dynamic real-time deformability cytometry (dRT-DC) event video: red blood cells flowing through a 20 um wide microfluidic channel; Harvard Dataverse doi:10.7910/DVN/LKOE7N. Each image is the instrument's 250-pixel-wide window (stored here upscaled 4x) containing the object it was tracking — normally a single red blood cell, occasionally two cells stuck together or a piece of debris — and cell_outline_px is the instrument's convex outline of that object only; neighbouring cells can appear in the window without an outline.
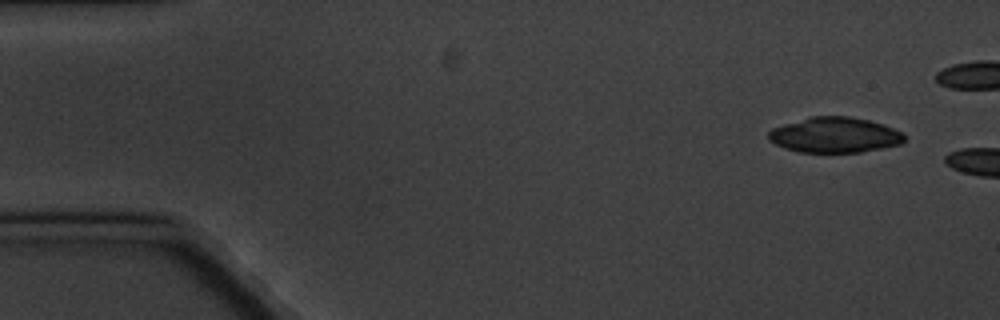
{"species": "common noctule bat (a hibernating species)", "species_latin": "Nyctalus noctula", "temperature_condition": "cold", "stored_images_in_passage": 2, "camera_frame_rate_fps": 3000, "um_per_image_px": 0.085, "animal": {"sex": "male", "body_mass_g": 20.1, "forearm_length_mm": 53.5}, "frame": {"image": 1, "passage_image": 1, "time_ms": 0.0, "image_size_px": [1000, 320], "cell_outline_px": [[904, 140], [900, 144], [860, 152], [800, 152], [784, 148], [768, 140], [768, 132], [772, 128], [784, 124], [812, 116], [848, 116], [868, 120], [884, 124], [900, 132], [904, 136]], "centroid_in_image_um": [70.92, 11.47], "position_along_channel_um": 14.1, "area_um2": 27.8}}